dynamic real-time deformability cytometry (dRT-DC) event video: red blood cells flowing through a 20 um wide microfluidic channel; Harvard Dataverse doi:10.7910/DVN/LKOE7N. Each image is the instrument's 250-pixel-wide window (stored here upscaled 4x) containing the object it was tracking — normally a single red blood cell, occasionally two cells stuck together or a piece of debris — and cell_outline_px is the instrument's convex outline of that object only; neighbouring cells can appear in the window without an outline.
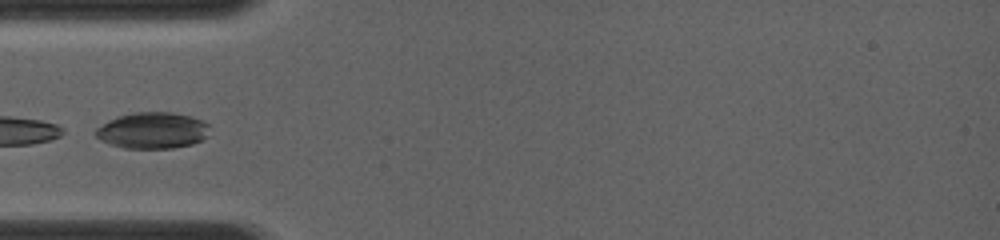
{"species": "common noctule bat (a hibernating species)", "species_latin": "Nyctalus noctula", "temperature_condition": "room temperature", "stored_images_in_passage": 9, "camera_frame_rate_fps": 4000, "um_per_image_px": 0.085, "animal": {"sex": "female", "body_mass_g": 19.0, "forearm_length_mm": 56.7}, "frame": {"image": 1, "passage_image": 1, "time_ms": 0.0, "image_size_px": [1000, 240], "cell_outline_px": [[208, 136], [192, 144], [172, 148], [124, 148], [108, 144], [100, 140], [92, 132], [96, 128], [108, 120], [120, 116], [136, 112], [172, 112], [204, 120], [208, 124]], "centroid_in_image_um": [12.94, 11.09], "position_along_channel_um": 72.1, "area_um2": 24.16}}